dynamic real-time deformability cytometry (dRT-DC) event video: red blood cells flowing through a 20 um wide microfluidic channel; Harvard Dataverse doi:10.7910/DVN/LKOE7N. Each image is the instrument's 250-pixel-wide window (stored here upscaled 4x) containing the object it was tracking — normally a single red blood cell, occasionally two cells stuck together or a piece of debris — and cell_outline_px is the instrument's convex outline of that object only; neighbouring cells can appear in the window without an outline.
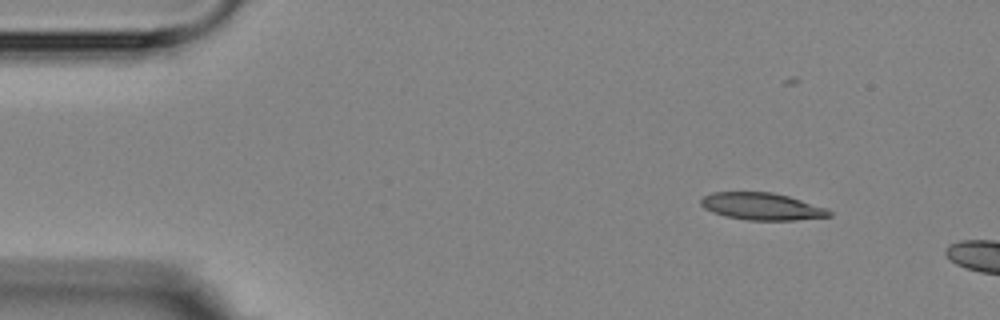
{"species": "Egyptian fruit bat (a non-hibernating species)", "species_latin": "Rousettus aegyptiacus", "temperature_condition": "room temperature", "stored_images_in_passage": 3, "camera_frame_rate_fps": 3000, "um_per_image_px": 0.085, "animal": {"sex": "female"}, "frame": {"image": 1, "passage_image": 1, "time_ms": 0.0, "image_size_px": [1000, 320], "cell_outline_px": [[832, 216], [796, 220], [748, 220], [724, 216], [712, 212], [704, 208], [700, 204], [700, 200], [704, 196], [712, 192], [772, 192], [788, 196], [828, 208], [832, 212]], "centroid_in_image_um": [64.76, 17.55], "position_along_channel_um": 20.2, "area_um2": 20.4}}